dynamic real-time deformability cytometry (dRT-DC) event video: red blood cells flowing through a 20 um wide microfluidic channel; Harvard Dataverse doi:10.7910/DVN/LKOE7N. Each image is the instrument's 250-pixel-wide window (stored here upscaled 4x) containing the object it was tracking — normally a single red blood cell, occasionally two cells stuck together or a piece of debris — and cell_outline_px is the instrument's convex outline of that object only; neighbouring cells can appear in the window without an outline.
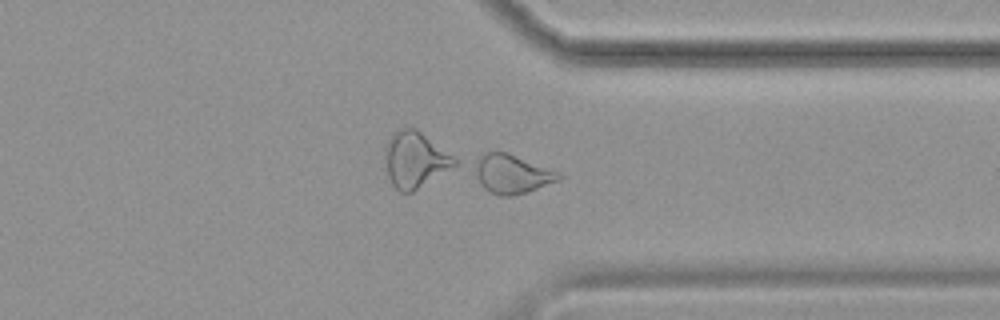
{"species": "common noctule bat (a hibernating species)", "species_latin": "Nyctalus noctula", "temperature_condition": "cold", "stored_images_in_passage": 42, "camera_frame_rate_fps": 3000, "um_per_image_px": 0.085, "animal": {"sex": "female", "body_mass_g": 19.9}, "frame": {"image": 1, "passage_image": 30, "time_ms": 9.667, "image_size_px": [1000, 320], "cell_outline_px": [[564, 176], [556, 180], [536, 188], [512, 196], [500, 196], [488, 192], [480, 184], [468, 164], [472, 160], [484, 152], [508, 152], [560, 172]], "centroid_in_image_um": [43.38, 14.75], "position_along_channel_um": 368.0, "area_um2": 19.48}, "authors_computed_cell_mechanics": {"area_um2": 17.8602, "velocity_mm_per_s": 3.5173, "shape_relaxation_time_tau1_ms": null, "shape_relaxation_time_tau2_ms": 2.0891, "deformation_change_tau1": null, "deformation_change_tau2": 0.0802}}